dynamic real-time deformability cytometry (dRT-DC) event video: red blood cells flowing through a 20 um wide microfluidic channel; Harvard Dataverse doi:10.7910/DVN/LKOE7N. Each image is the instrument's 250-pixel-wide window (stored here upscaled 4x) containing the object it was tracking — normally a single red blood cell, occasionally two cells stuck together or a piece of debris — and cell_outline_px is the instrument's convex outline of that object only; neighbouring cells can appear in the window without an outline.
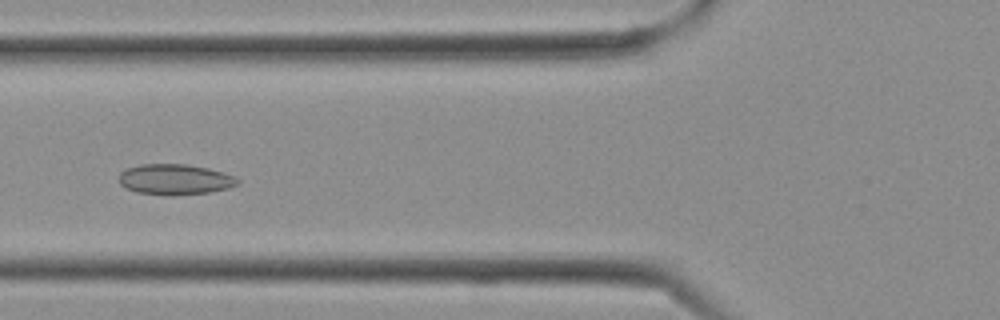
{"species": "Egyptian fruit bat (a non-hibernating species)", "species_latin": "Rousettus aegyptiacus", "temperature_condition": "cold", "stored_images_in_passage": 12, "camera_frame_rate_fps": 3000, "um_per_image_px": 0.085, "frame": {"image": 1, "passage_image": 7, "time_ms": 2.0, "image_size_px": [1000, 320], "cell_outline_px": [[240, 184], [228, 188], [208, 192], [172, 196], [164, 196], [136, 192], [124, 188], [120, 184], [120, 172], [128, 168], [140, 164], [184, 164], [208, 168], [224, 172], [236, 176], [240, 180]], "centroid_in_image_um": [14.89, 15.26], "position_along_channel_um": 110.9, "area_um2": 21.44}}
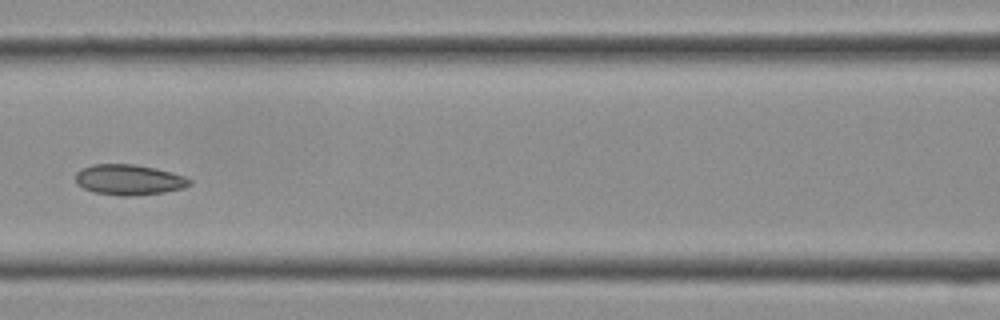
{"frame": {"image": 2, "passage_image": 9, "time_ms": 2.667, "image_size_px": [1000, 320], "cell_outline_px": [[192, 184], [184, 188], [164, 192], [124, 196], [120, 196], [96, 192], [84, 188], [76, 184], [76, 172], [80, 168], [92, 164], [132, 164], [156, 168], [172, 172], [184, 176], [192, 180]], "centroid_in_image_um": [10.96, 15.26], "position_along_channel_um": 155.6, "area_um2": 20.29}}
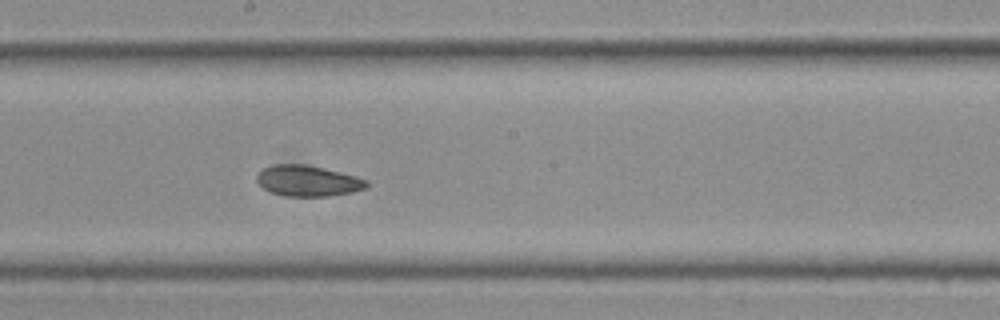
{"frame": {"image": 3, "passage_image": 12, "time_ms": 3.667, "image_size_px": [1000, 320], "cell_outline_px": [[368, 184], [364, 188], [352, 192], [328, 196], [284, 196], [272, 192], [264, 188], [256, 180], [256, 172], [272, 164], [304, 164], [324, 168], [356, 176], [368, 180]], "centroid_in_image_um": [26.14, 15.36], "position_along_channel_um": 222.1, "area_um2": 19.71}}